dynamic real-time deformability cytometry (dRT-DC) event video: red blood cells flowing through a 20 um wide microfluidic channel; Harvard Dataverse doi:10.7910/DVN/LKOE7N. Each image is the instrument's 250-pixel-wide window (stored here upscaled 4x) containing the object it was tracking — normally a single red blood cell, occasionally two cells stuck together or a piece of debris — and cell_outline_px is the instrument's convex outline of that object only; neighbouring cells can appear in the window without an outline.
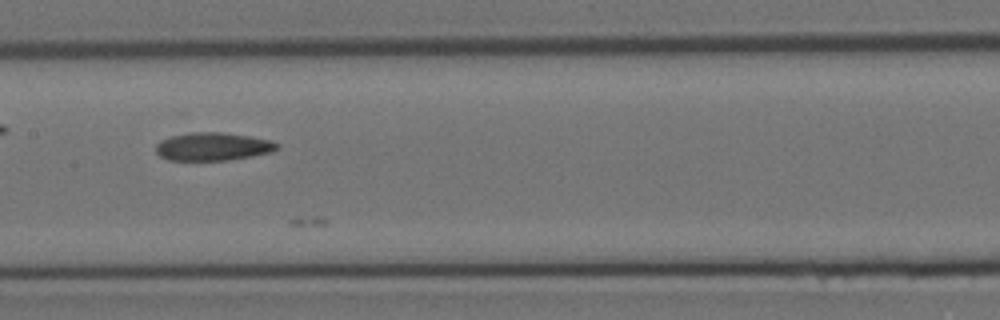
{"species": "Egyptian fruit bat (a non-hibernating species)", "species_latin": "Rousettus aegyptiacus", "temperature_condition": "room temperature", "stored_images_in_passage": 9, "camera_frame_rate_fps": 3000, "um_per_image_px": 0.085, "animal": {"sex": "female"}, "frame": {"image": 1, "passage_image": 8, "time_ms": 2.333, "image_size_px": [1000, 320], "cell_outline_px": [[280, 148], [272, 152], [252, 156], [228, 160], [168, 160], [160, 156], [156, 152], [156, 144], [160, 140], [172, 136], [192, 132], [224, 132], [252, 136], [272, 140], [280, 144]], "centroid_in_image_um": [18.14, 12.45], "position_along_channel_um": 189.3, "area_um2": 20.06}}